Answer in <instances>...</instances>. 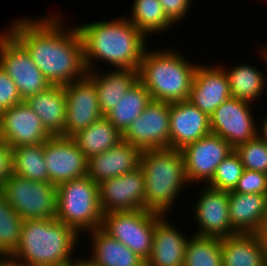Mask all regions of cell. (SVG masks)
Listing matches in <instances>:
<instances>
[{
  "label": "cell",
  "mask_w": 267,
  "mask_h": 266,
  "mask_svg": "<svg viewBox=\"0 0 267 266\" xmlns=\"http://www.w3.org/2000/svg\"><path fill=\"white\" fill-rule=\"evenodd\" d=\"M222 68L228 77L231 97L252 104H254L253 101L259 100V97L261 98L267 78L256 66L241 63L235 65V68L230 67L229 70H226V67Z\"/></svg>",
  "instance_id": "28"
},
{
  "label": "cell",
  "mask_w": 267,
  "mask_h": 266,
  "mask_svg": "<svg viewBox=\"0 0 267 266\" xmlns=\"http://www.w3.org/2000/svg\"><path fill=\"white\" fill-rule=\"evenodd\" d=\"M71 138L89 159L115 146L122 140V133L105 116H102Z\"/></svg>",
  "instance_id": "27"
},
{
  "label": "cell",
  "mask_w": 267,
  "mask_h": 266,
  "mask_svg": "<svg viewBox=\"0 0 267 266\" xmlns=\"http://www.w3.org/2000/svg\"><path fill=\"white\" fill-rule=\"evenodd\" d=\"M264 49H261L262 51V54H261V56L264 58V60H265V63L267 62V46H266V48L265 47H263Z\"/></svg>",
  "instance_id": "44"
},
{
  "label": "cell",
  "mask_w": 267,
  "mask_h": 266,
  "mask_svg": "<svg viewBox=\"0 0 267 266\" xmlns=\"http://www.w3.org/2000/svg\"><path fill=\"white\" fill-rule=\"evenodd\" d=\"M229 215L236 233L259 234L267 220V194L229 191Z\"/></svg>",
  "instance_id": "22"
},
{
  "label": "cell",
  "mask_w": 267,
  "mask_h": 266,
  "mask_svg": "<svg viewBox=\"0 0 267 266\" xmlns=\"http://www.w3.org/2000/svg\"><path fill=\"white\" fill-rule=\"evenodd\" d=\"M0 266H31L18 262L17 260L11 257H0Z\"/></svg>",
  "instance_id": "41"
},
{
  "label": "cell",
  "mask_w": 267,
  "mask_h": 266,
  "mask_svg": "<svg viewBox=\"0 0 267 266\" xmlns=\"http://www.w3.org/2000/svg\"><path fill=\"white\" fill-rule=\"evenodd\" d=\"M26 103L39 116L51 136L65 137L66 95L64 86L51 85L45 91L28 97Z\"/></svg>",
  "instance_id": "24"
},
{
  "label": "cell",
  "mask_w": 267,
  "mask_h": 266,
  "mask_svg": "<svg viewBox=\"0 0 267 266\" xmlns=\"http://www.w3.org/2000/svg\"><path fill=\"white\" fill-rule=\"evenodd\" d=\"M23 219L0 193V257H10L20 242Z\"/></svg>",
  "instance_id": "33"
},
{
  "label": "cell",
  "mask_w": 267,
  "mask_h": 266,
  "mask_svg": "<svg viewBox=\"0 0 267 266\" xmlns=\"http://www.w3.org/2000/svg\"><path fill=\"white\" fill-rule=\"evenodd\" d=\"M203 187L191 210L199 229L193 234L219 239L237 234L231 226L229 192Z\"/></svg>",
  "instance_id": "13"
},
{
  "label": "cell",
  "mask_w": 267,
  "mask_h": 266,
  "mask_svg": "<svg viewBox=\"0 0 267 266\" xmlns=\"http://www.w3.org/2000/svg\"><path fill=\"white\" fill-rule=\"evenodd\" d=\"M76 28L82 39L87 71L95 69L97 60L108 62L113 69H138L148 39L127 19V15L77 25Z\"/></svg>",
  "instance_id": "2"
},
{
  "label": "cell",
  "mask_w": 267,
  "mask_h": 266,
  "mask_svg": "<svg viewBox=\"0 0 267 266\" xmlns=\"http://www.w3.org/2000/svg\"><path fill=\"white\" fill-rule=\"evenodd\" d=\"M56 266H84V258L81 257V259L78 257L75 260H72L70 262L61 264V265H56Z\"/></svg>",
  "instance_id": "43"
},
{
  "label": "cell",
  "mask_w": 267,
  "mask_h": 266,
  "mask_svg": "<svg viewBox=\"0 0 267 266\" xmlns=\"http://www.w3.org/2000/svg\"><path fill=\"white\" fill-rule=\"evenodd\" d=\"M56 218L73 228L79 235L101 228L103 212L100 206L98 184L83 176L56 186Z\"/></svg>",
  "instance_id": "6"
},
{
  "label": "cell",
  "mask_w": 267,
  "mask_h": 266,
  "mask_svg": "<svg viewBox=\"0 0 267 266\" xmlns=\"http://www.w3.org/2000/svg\"><path fill=\"white\" fill-rule=\"evenodd\" d=\"M79 234L56 217L25 219L20 242L10 256L31 266H56L72 261Z\"/></svg>",
  "instance_id": "3"
},
{
  "label": "cell",
  "mask_w": 267,
  "mask_h": 266,
  "mask_svg": "<svg viewBox=\"0 0 267 266\" xmlns=\"http://www.w3.org/2000/svg\"><path fill=\"white\" fill-rule=\"evenodd\" d=\"M89 233L92 251L89 261L96 266H146V262L102 228ZM93 245V246H92Z\"/></svg>",
  "instance_id": "26"
},
{
  "label": "cell",
  "mask_w": 267,
  "mask_h": 266,
  "mask_svg": "<svg viewBox=\"0 0 267 266\" xmlns=\"http://www.w3.org/2000/svg\"><path fill=\"white\" fill-rule=\"evenodd\" d=\"M211 133L210 117L189 100L170 105V148L182 150Z\"/></svg>",
  "instance_id": "19"
},
{
  "label": "cell",
  "mask_w": 267,
  "mask_h": 266,
  "mask_svg": "<svg viewBox=\"0 0 267 266\" xmlns=\"http://www.w3.org/2000/svg\"><path fill=\"white\" fill-rule=\"evenodd\" d=\"M230 97L228 77L222 66L198 64L188 100L210 117Z\"/></svg>",
  "instance_id": "18"
},
{
  "label": "cell",
  "mask_w": 267,
  "mask_h": 266,
  "mask_svg": "<svg viewBox=\"0 0 267 266\" xmlns=\"http://www.w3.org/2000/svg\"><path fill=\"white\" fill-rule=\"evenodd\" d=\"M233 192L267 194V174L244 169Z\"/></svg>",
  "instance_id": "36"
},
{
  "label": "cell",
  "mask_w": 267,
  "mask_h": 266,
  "mask_svg": "<svg viewBox=\"0 0 267 266\" xmlns=\"http://www.w3.org/2000/svg\"><path fill=\"white\" fill-rule=\"evenodd\" d=\"M3 33V34H2ZM0 34V67L16 84L22 100L45 91L51 84L26 48L8 31Z\"/></svg>",
  "instance_id": "9"
},
{
  "label": "cell",
  "mask_w": 267,
  "mask_h": 266,
  "mask_svg": "<svg viewBox=\"0 0 267 266\" xmlns=\"http://www.w3.org/2000/svg\"><path fill=\"white\" fill-rule=\"evenodd\" d=\"M127 19L146 37L149 34L165 32L174 25L158 0H134Z\"/></svg>",
  "instance_id": "31"
},
{
  "label": "cell",
  "mask_w": 267,
  "mask_h": 266,
  "mask_svg": "<svg viewBox=\"0 0 267 266\" xmlns=\"http://www.w3.org/2000/svg\"><path fill=\"white\" fill-rule=\"evenodd\" d=\"M50 137L25 100L0 113V140L12 149L44 143Z\"/></svg>",
  "instance_id": "16"
},
{
  "label": "cell",
  "mask_w": 267,
  "mask_h": 266,
  "mask_svg": "<svg viewBox=\"0 0 267 266\" xmlns=\"http://www.w3.org/2000/svg\"><path fill=\"white\" fill-rule=\"evenodd\" d=\"M151 101L146 87L137 81L105 117L123 134Z\"/></svg>",
  "instance_id": "29"
},
{
  "label": "cell",
  "mask_w": 267,
  "mask_h": 266,
  "mask_svg": "<svg viewBox=\"0 0 267 266\" xmlns=\"http://www.w3.org/2000/svg\"><path fill=\"white\" fill-rule=\"evenodd\" d=\"M22 101L16 84L0 67V113Z\"/></svg>",
  "instance_id": "37"
},
{
  "label": "cell",
  "mask_w": 267,
  "mask_h": 266,
  "mask_svg": "<svg viewBox=\"0 0 267 266\" xmlns=\"http://www.w3.org/2000/svg\"><path fill=\"white\" fill-rule=\"evenodd\" d=\"M101 73V74H100ZM98 72L96 68L87 71V77L95 84L99 107L105 116L122 99L126 92L138 81V70L114 69L111 71Z\"/></svg>",
  "instance_id": "25"
},
{
  "label": "cell",
  "mask_w": 267,
  "mask_h": 266,
  "mask_svg": "<svg viewBox=\"0 0 267 266\" xmlns=\"http://www.w3.org/2000/svg\"><path fill=\"white\" fill-rule=\"evenodd\" d=\"M230 144L218 135L210 133L182 150L185 175L192 182L207 185L215 174L217 166L233 151Z\"/></svg>",
  "instance_id": "12"
},
{
  "label": "cell",
  "mask_w": 267,
  "mask_h": 266,
  "mask_svg": "<svg viewBox=\"0 0 267 266\" xmlns=\"http://www.w3.org/2000/svg\"><path fill=\"white\" fill-rule=\"evenodd\" d=\"M12 173V148L0 140V188Z\"/></svg>",
  "instance_id": "39"
},
{
  "label": "cell",
  "mask_w": 267,
  "mask_h": 266,
  "mask_svg": "<svg viewBox=\"0 0 267 266\" xmlns=\"http://www.w3.org/2000/svg\"><path fill=\"white\" fill-rule=\"evenodd\" d=\"M140 168L145 180V209L168 215L178 194L189 185L182 152L173 148L142 151Z\"/></svg>",
  "instance_id": "5"
},
{
  "label": "cell",
  "mask_w": 267,
  "mask_h": 266,
  "mask_svg": "<svg viewBox=\"0 0 267 266\" xmlns=\"http://www.w3.org/2000/svg\"><path fill=\"white\" fill-rule=\"evenodd\" d=\"M66 95L65 137H72L101 118L95 84L85 78L64 85Z\"/></svg>",
  "instance_id": "17"
},
{
  "label": "cell",
  "mask_w": 267,
  "mask_h": 266,
  "mask_svg": "<svg viewBox=\"0 0 267 266\" xmlns=\"http://www.w3.org/2000/svg\"><path fill=\"white\" fill-rule=\"evenodd\" d=\"M98 193L103 214L145 209L144 172L139 166L122 176L101 181Z\"/></svg>",
  "instance_id": "15"
},
{
  "label": "cell",
  "mask_w": 267,
  "mask_h": 266,
  "mask_svg": "<svg viewBox=\"0 0 267 266\" xmlns=\"http://www.w3.org/2000/svg\"><path fill=\"white\" fill-rule=\"evenodd\" d=\"M142 151L125 140L88 159V174L95 183L122 176L140 166Z\"/></svg>",
  "instance_id": "20"
},
{
  "label": "cell",
  "mask_w": 267,
  "mask_h": 266,
  "mask_svg": "<svg viewBox=\"0 0 267 266\" xmlns=\"http://www.w3.org/2000/svg\"><path fill=\"white\" fill-rule=\"evenodd\" d=\"M164 215L155 225L153 248L146 266H183L189 237ZM187 237V238H186Z\"/></svg>",
  "instance_id": "21"
},
{
  "label": "cell",
  "mask_w": 267,
  "mask_h": 266,
  "mask_svg": "<svg viewBox=\"0 0 267 266\" xmlns=\"http://www.w3.org/2000/svg\"><path fill=\"white\" fill-rule=\"evenodd\" d=\"M244 170L239 155L233 150L218 166L211 181L210 188L233 191Z\"/></svg>",
  "instance_id": "34"
},
{
  "label": "cell",
  "mask_w": 267,
  "mask_h": 266,
  "mask_svg": "<svg viewBox=\"0 0 267 266\" xmlns=\"http://www.w3.org/2000/svg\"><path fill=\"white\" fill-rule=\"evenodd\" d=\"M163 216L147 209L109 212L104 214L101 228L146 262L153 248L155 225Z\"/></svg>",
  "instance_id": "7"
},
{
  "label": "cell",
  "mask_w": 267,
  "mask_h": 266,
  "mask_svg": "<svg viewBox=\"0 0 267 266\" xmlns=\"http://www.w3.org/2000/svg\"><path fill=\"white\" fill-rule=\"evenodd\" d=\"M250 104L235 97L226 99L210 116L211 133L226 140L233 149L256 137L259 123Z\"/></svg>",
  "instance_id": "11"
},
{
  "label": "cell",
  "mask_w": 267,
  "mask_h": 266,
  "mask_svg": "<svg viewBox=\"0 0 267 266\" xmlns=\"http://www.w3.org/2000/svg\"><path fill=\"white\" fill-rule=\"evenodd\" d=\"M166 16L175 24L185 19L193 0H158Z\"/></svg>",
  "instance_id": "38"
},
{
  "label": "cell",
  "mask_w": 267,
  "mask_h": 266,
  "mask_svg": "<svg viewBox=\"0 0 267 266\" xmlns=\"http://www.w3.org/2000/svg\"><path fill=\"white\" fill-rule=\"evenodd\" d=\"M259 234H260V236L262 238L264 247H265L266 252H267V220L264 222L263 227H262V229H261Z\"/></svg>",
  "instance_id": "42"
},
{
  "label": "cell",
  "mask_w": 267,
  "mask_h": 266,
  "mask_svg": "<svg viewBox=\"0 0 267 266\" xmlns=\"http://www.w3.org/2000/svg\"><path fill=\"white\" fill-rule=\"evenodd\" d=\"M262 124L260 123V128L257 130V136L262 140V142L267 145V114L265 113V116L263 120H261Z\"/></svg>",
  "instance_id": "40"
},
{
  "label": "cell",
  "mask_w": 267,
  "mask_h": 266,
  "mask_svg": "<svg viewBox=\"0 0 267 266\" xmlns=\"http://www.w3.org/2000/svg\"><path fill=\"white\" fill-rule=\"evenodd\" d=\"M44 161L49 183L55 186L88 174V159L71 137L51 136L46 140Z\"/></svg>",
  "instance_id": "14"
},
{
  "label": "cell",
  "mask_w": 267,
  "mask_h": 266,
  "mask_svg": "<svg viewBox=\"0 0 267 266\" xmlns=\"http://www.w3.org/2000/svg\"><path fill=\"white\" fill-rule=\"evenodd\" d=\"M84 266H96L88 260V257L84 259Z\"/></svg>",
  "instance_id": "45"
},
{
  "label": "cell",
  "mask_w": 267,
  "mask_h": 266,
  "mask_svg": "<svg viewBox=\"0 0 267 266\" xmlns=\"http://www.w3.org/2000/svg\"><path fill=\"white\" fill-rule=\"evenodd\" d=\"M170 102L152 100L122 134L141 151L170 148Z\"/></svg>",
  "instance_id": "10"
},
{
  "label": "cell",
  "mask_w": 267,
  "mask_h": 266,
  "mask_svg": "<svg viewBox=\"0 0 267 266\" xmlns=\"http://www.w3.org/2000/svg\"><path fill=\"white\" fill-rule=\"evenodd\" d=\"M222 266H267L260 234L237 233L221 239Z\"/></svg>",
  "instance_id": "23"
},
{
  "label": "cell",
  "mask_w": 267,
  "mask_h": 266,
  "mask_svg": "<svg viewBox=\"0 0 267 266\" xmlns=\"http://www.w3.org/2000/svg\"><path fill=\"white\" fill-rule=\"evenodd\" d=\"M12 172L23 178L49 183L44 161V143L12 149Z\"/></svg>",
  "instance_id": "30"
},
{
  "label": "cell",
  "mask_w": 267,
  "mask_h": 266,
  "mask_svg": "<svg viewBox=\"0 0 267 266\" xmlns=\"http://www.w3.org/2000/svg\"><path fill=\"white\" fill-rule=\"evenodd\" d=\"M46 17L15 19L8 31L26 48L51 85L64 86L85 78L87 68L78 29H65L59 15Z\"/></svg>",
  "instance_id": "1"
},
{
  "label": "cell",
  "mask_w": 267,
  "mask_h": 266,
  "mask_svg": "<svg viewBox=\"0 0 267 266\" xmlns=\"http://www.w3.org/2000/svg\"><path fill=\"white\" fill-rule=\"evenodd\" d=\"M0 193L23 220L56 217L57 189L51 183L30 180L12 173L0 188Z\"/></svg>",
  "instance_id": "8"
},
{
  "label": "cell",
  "mask_w": 267,
  "mask_h": 266,
  "mask_svg": "<svg viewBox=\"0 0 267 266\" xmlns=\"http://www.w3.org/2000/svg\"><path fill=\"white\" fill-rule=\"evenodd\" d=\"M234 150L239 155L244 169L267 174V145L258 136Z\"/></svg>",
  "instance_id": "35"
},
{
  "label": "cell",
  "mask_w": 267,
  "mask_h": 266,
  "mask_svg": "<svg viewBox=\"0 0 267 266\" xmlns=\"http://www.w3.org/2000/svg\"><path fill=\"white\" fill-rule=\"evenodd\" d=\"M185 60L177 49H146L138 67V81L151 99L163 102L188 100L197 64Z\"/></svg>",
  "instance_id": "4"
},
{
  "label": "cell",
  "mask_w": 267,
  "mask_h": 266,
  "mask_svg": "<svg viewBox=\"0 0 267 266\" xmlns=\"http://www.w3.org/2000/svg\"><path fill=\"white\" fill-rule=\"evenodd\" d=\"M183 266H222L221 239L193 234L186 245Z\"/></svg>",
  "instance_id": "32"
}]
</instances>
